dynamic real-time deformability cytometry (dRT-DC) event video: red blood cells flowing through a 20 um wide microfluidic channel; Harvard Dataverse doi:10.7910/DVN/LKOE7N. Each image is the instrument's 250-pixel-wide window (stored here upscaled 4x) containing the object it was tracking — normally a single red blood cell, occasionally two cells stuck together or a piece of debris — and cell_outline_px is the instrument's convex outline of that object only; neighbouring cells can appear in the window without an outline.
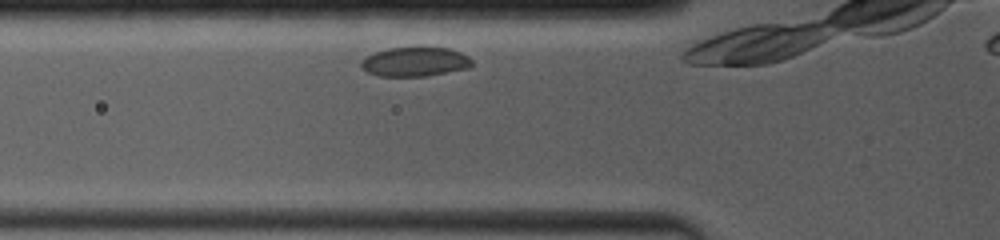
{"species": "common noctule bat (a hibernating species)", "species_latin": "Nyctalus noctula", "temperature_condition": "room temperature", "stored_images_in_passage": 4, "camera_frame_rate_fps": 4000, "um_per_image_px": 0.085, "animal": {"sex": "female", "body_mass_g": 19.0, "forearm_length_mm": 53.3}, "frame": {"image": 1, "passage_image": 2, "time_ms": 0.75, "image_size_px": [1000, 240], "cell_outline_px": [[472, 68], [424, 76], [380, 76], [368, 72], [360, 68], [360, 60], [376, 52], [388, 48], [448, 48], [460, 52], [468, 56], [472, 60]], "centroid_in_image_um": [35.28, 5.26], "position_along_channel_um": 90.5, "area_um2": 18.84}}